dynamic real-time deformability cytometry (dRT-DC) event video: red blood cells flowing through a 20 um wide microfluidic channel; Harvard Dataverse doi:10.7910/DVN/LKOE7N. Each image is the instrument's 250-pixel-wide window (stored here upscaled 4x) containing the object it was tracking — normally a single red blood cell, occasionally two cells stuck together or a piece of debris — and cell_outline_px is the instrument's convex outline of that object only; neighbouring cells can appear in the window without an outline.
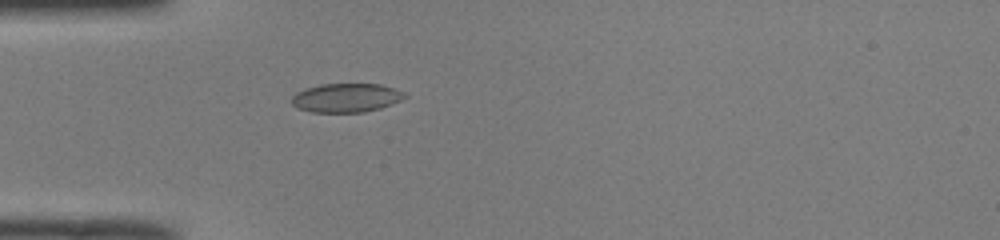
{"species": "common noctule bat (a hibernating species)", "species_latin": "Nyctalus noctula", "temperature_condition": "room temperature", "stored_images_in_passage": 36, "camera_frame_rate_fps": 3000, "um_per_image_px": 0.085, "animal": {"sex": "male", "body_mass_g": 19.0, "forearm_length_mm": 50.8}, "frame": {"image": 1, "passage_image": 1, "time_ms": 0.0, "image_size_px": [1000, 240], "cell_outline_px": [[408, 96], [392, 104], [380, 108], [364, 112], [312, 112], [296, 108], [292, 104], [292, 96], [296, 92], [304, 88], [320, 84], [380, 84], [404, 92]], "centroid_in_image_um": [29.4, 8.31], "position_along_channel_um": 55.6, "area_um2": 19.07}}
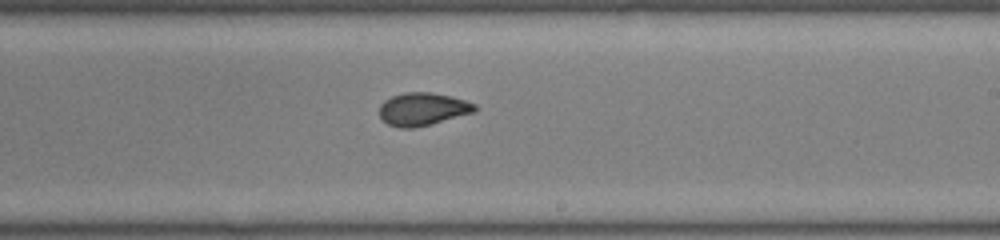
{"frame": {"image": 2, "passage_image": 16, "time_ms": 5.0, "image_size_px": [1000, 240], "cell_outline_px": [[476, 112], [432, 124], [412, 128], [400, 128], [388, 124], [380, 116], [380, 104], [384, 100], [392, 96], [404, 92], [432, 92], [452, 96], [476, 104]], "centroid_in_image_um": [35.95, 9.27], "position_along_channel_um": 253.1, "area_um2": 18.38}}
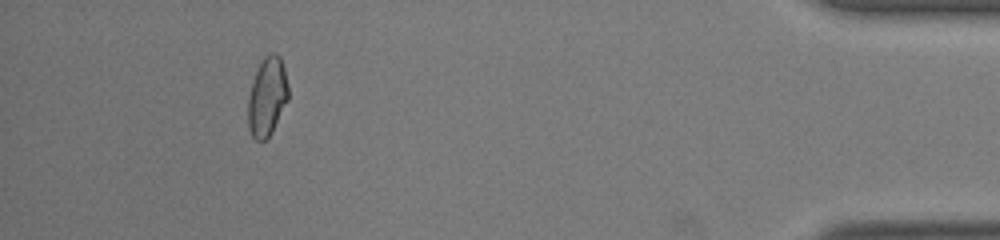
{"frame": {"image": 3, "passage_image": 32, "time_ms": 10.333, "image_size_px": [1000, 240], "cell_outline_px": [[288, 100], [272, 132], [264, 140], [256, 140], [252, 136], [248, 128], [248, 100], [252, 84], [260, 60], [268, 52], [276, 52], [280, 56], [284, 68], [288, 84]], "centroid_in_image_um": [22.72, 8.18], "position_along_channel_um": 412.5, "area_um2": 18.55}, "authors_computed_cell_mechanics": {"area_um2": 18.207, "velocity_mm_per_s": 4.0838, "shape_relaxation_time_tau1_ms": null, "shape_relaxation_time_tau2_ms": 1.1982, "deformation_change_tau1": null, "deformation_change_tau2": 0.0397}}